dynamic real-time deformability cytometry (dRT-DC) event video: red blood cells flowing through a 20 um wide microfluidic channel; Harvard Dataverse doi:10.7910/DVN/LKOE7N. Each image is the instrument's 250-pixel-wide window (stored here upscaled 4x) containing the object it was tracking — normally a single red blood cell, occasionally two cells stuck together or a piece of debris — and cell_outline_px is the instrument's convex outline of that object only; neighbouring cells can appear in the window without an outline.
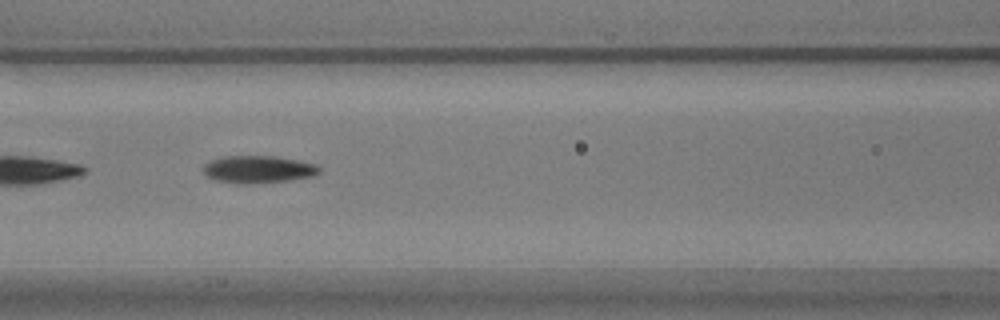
{"species": "common noctule bat (a hibernating species)", "species_latin": "Nyctalus noctula", "temperature_condition": "warm", "stored_images_in_passage": 43, "camera_frame_rate_fps": 3000, "um_per_image_px": 0.085, "animal": {"sex": "male", "body_mass_g": 17.9}, "frame": {"image": 1, "passage_image": 12, "time_ms": 3.667, "image_size_px": [1000, 320], "cell_outline_px": [[320, 172], [312, 176], [288, 180], [248, 184], [236, 184], [216, 180], [204, 176], [204, 164], [208, 160], [224, 156], [276, 156], [316, 164], [320, 168]], "centroid_in_image_um": [21.89, 14.39], "position_along_channel_um": 144.7, "area_um2": 18.61}}
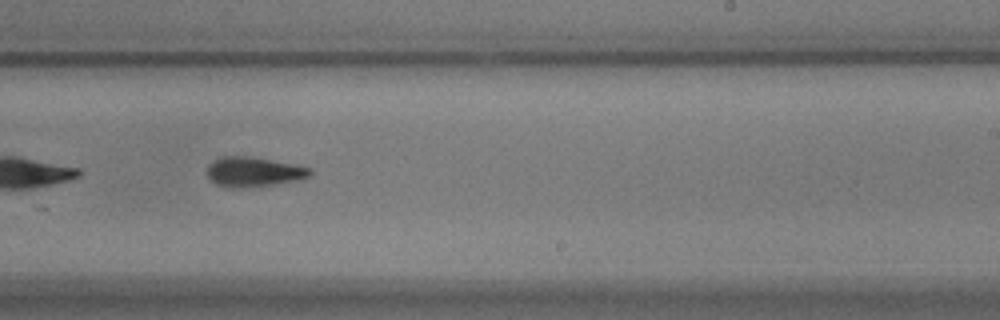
{"frame": {"image": 2, "passage_image": 22, "time_ms": 7.0, "image_size_px": [1000, 320], "cell_outline_px": [[312, 172], [308, 176], [276, 184], [244, 188], [228, 188], [216, 184], [208, 176], [208, 164], [212, 160], [220, 156], [252, 156], [308, 168]], "centroid_in_image_um": [21.45, 14.6], "position_along_channel_um": 267.6, "area_um2": 17.57}}
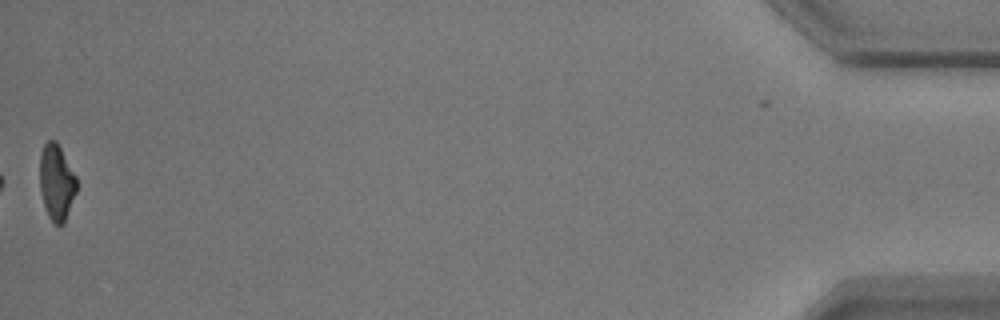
{"frame": {"image": 3, "passage_image": 43, "time_ms": 14.0, "image_size_px": [1000, 320], "cell_outline_px": [[76, 192], [64, 224], [56, 224], [48, 216], [44, 204], [40, 188], [40, 156], [44, 144], [48, 140], [56, 140], [76, 176]], "centroid_in_image_um": [4.8, 15.48], "position_along_channel_um": 430.4, "area_um2": 16.07}, "authors_computed_cell_mechanics": {"area_um2": 17.9758, "velocity_mm_per_s": 3.6919, "shape_relaxation_time_tau1_ms": 4.7062, "shape_relaxation_time_tau2_ms": 4.5397, "deformation_change_tau1": 0.1652, "deformation_change_tau2": 0.1159}}